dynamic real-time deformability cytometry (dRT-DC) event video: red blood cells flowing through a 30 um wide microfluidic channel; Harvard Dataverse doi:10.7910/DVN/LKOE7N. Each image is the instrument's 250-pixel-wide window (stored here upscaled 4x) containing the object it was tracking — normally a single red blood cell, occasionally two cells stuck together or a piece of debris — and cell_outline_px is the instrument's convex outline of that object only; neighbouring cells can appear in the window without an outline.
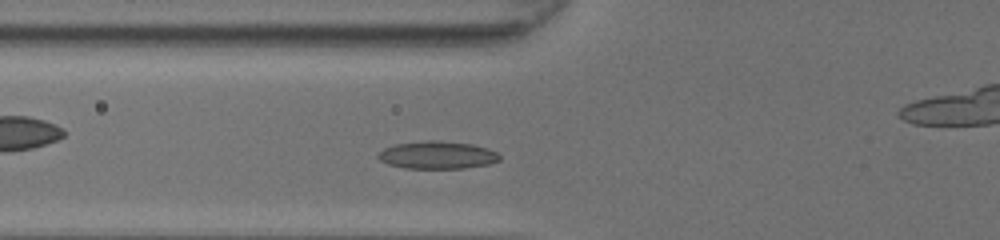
{"species": "common noctule bat (a hibernating species)", "species_latin": "Nyctalus noctula", "temperature_condition": "room temperature", "stored_images_in_passage": 33, "camera_frame_rate_fps": 3000, "um_per_image_px": 0.085, "animal": {"sex": "female", "body_mass_g": 20.0, "forearm_length_mm": 54.0}, "frame": {"image": 1, "passage_image": 5, "time_ms": 1.333, "image_size_px": [1000, 240], "cell_outline_px": [[500, 160], [488, 164], [464, 168], [404, 168], [388, 164], [380, 160], [376, 156], [384, 148], [396, 144], [424, 140], [440, 140], [472, 144], [488, 148], [496, 152], [500, 156]], "centroid_in_image_um": [37.17, 13.17], "position_along_channel_um": 88.6, "area_um2": 19.59}}
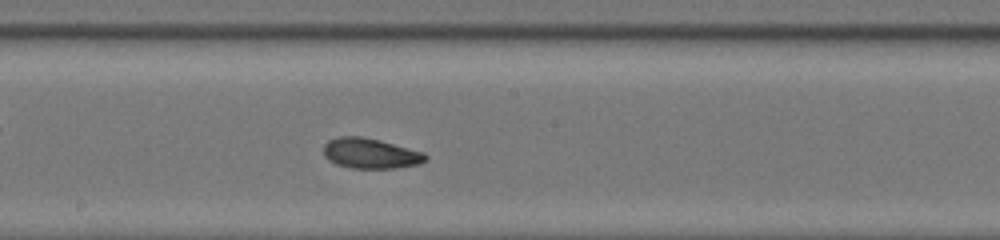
{"frame": {"image": 2, "passage_image": 14, "time_ms": 4.333, "image_size_px": [1000, 240], "cell_outline_px": [[428, 160], [420, 164], [396, 168], [348, 168], [336, 164], [328, 160], [324, 156], [324, 144], [328, 140], [340, 136], [360, 136], [380, 140], [424, 152], [428, 156]], "centroid_in_image_um": [31.5, 13.04], "position_along_channel_um": 216.7, "area_um2": 18.21}}
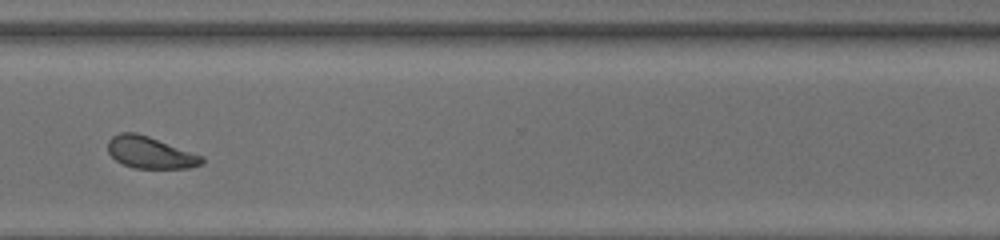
{"frame": {"image": 3, "passage_image": 24, "time_ms": 7.667, "image_size_px": [1000, 240], "cell_outline_px": [[204, 164], [188, 168], [136, 168], [120, 164], [108, 152], [108, 140], [112, 136], [120, 132], [136, 132], [148, 136], [204, 156]], "centroid_in_image_um": [12.77, 12.97], "position_along_channel_um": 357.8, "area_um2": 17.51}}